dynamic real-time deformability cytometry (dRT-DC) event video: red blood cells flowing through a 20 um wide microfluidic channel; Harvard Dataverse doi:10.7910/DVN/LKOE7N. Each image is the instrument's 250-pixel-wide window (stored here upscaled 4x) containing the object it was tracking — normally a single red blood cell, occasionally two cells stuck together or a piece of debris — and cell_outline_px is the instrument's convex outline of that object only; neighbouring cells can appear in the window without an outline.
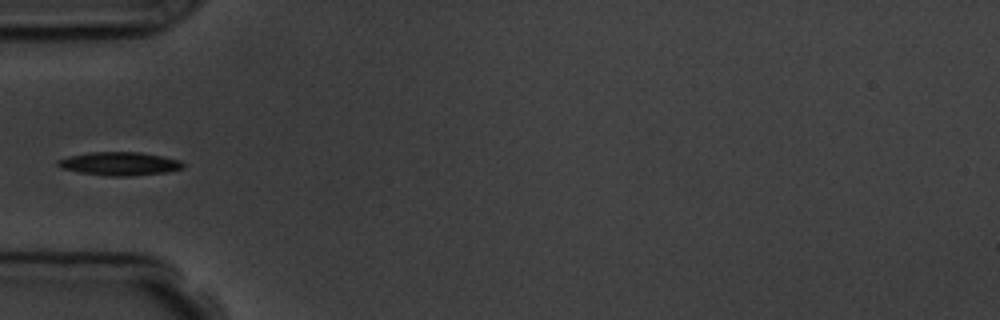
{"species": "common noctule bat (a hibernating species)", "species_latin": "Nyctalus noctula", "temperature_condition": "room temperature", "stored_images_in_passage": 5, "camera_frame_rate_fps": 3000, "um_per_image_px": 0.085, "animal": {"sex": "male", "body_mass_g": 19.5, "forearm_length_mm": 54.6}, "frame": {"image": 1, "passage_image": 4, "time_ms": 4.333, "image_size_px": [1000, 320], "cell_outline_px": [[184, 168], [168, 172], [128, 176], [108, 176], [80, 172], [60, 168], [56, 164], [56, 160], [88, 152], [140, 152], [164, 156], [180, 160], [184, 164]], "centroid_in_image_um": [10.19, 13.91], "position_along_channel_um": 74.8, "area_um2": 17.11}}